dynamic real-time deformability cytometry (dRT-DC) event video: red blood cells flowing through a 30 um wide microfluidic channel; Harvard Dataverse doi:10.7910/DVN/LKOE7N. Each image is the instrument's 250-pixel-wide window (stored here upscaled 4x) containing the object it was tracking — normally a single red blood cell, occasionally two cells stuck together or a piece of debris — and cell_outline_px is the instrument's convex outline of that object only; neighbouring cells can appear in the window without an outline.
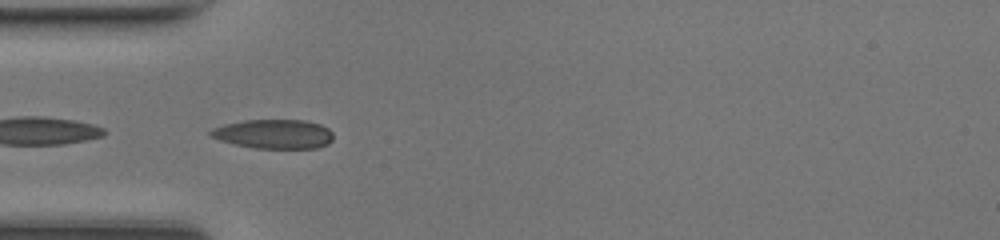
{"species": "common noctule bat (a hibernating species)", "species_latin": "Nyctalus noctula", "temperature_condition": "room temperature", "stored_images_in_passage": 35, "camera_frame_rate_fps": 3000, "um_per_image_px": 0.085, "animal": {"sex": "female", "body_mass_g": 17.0, "forearm_length_mm": 48.0}, "frame": {"image": 1, "passage_image": 2, "time_ms": 0.333, "image_size_px": [1000, 240], "cell_outline_px": [[332, 140], [328, 144], [316, 148], [256, 148], [236, 144], [220, 140], [208, 136], [208, 132], [212, 128], [224, 124], [244, 120], [304, 120], [320, 124], [328, 128], [332, 132]], "centroid_in_image_um": [23.26, 11.38], "position_along_channel_um": 61.7, "area_um2": 20.92}}
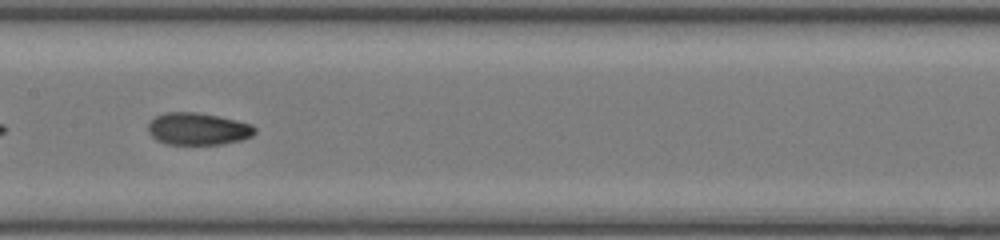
{"frame": {"image": 2, "passage_image": 11, "time_ms": 3.333, "image_size_px": [1000, 240], "cell_outline_px": [[256, 132], [252, 136], [240, 140], [220, 144], [164, 144], [156, 140], [148, 132], [148, 124], [156, 116], [164, 112], [196, 112], [236, 120], [252, 124], [256, 128]], "centroid_in_image_um": [16.81, 10.95], "position_along_channel_um": 190.6, "area_um2": 20.0}}
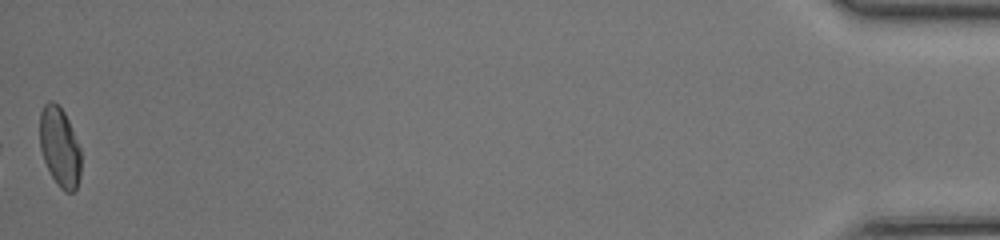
{"frame": {"image": 3, "passage_image": 35, "time_ms": 11.333, "image_size_px": [1000, 240], "cell_outline_px": [[80, 176], [76, 188], [72, 192], [64, 192], [56, 184], [44, 160], [40, 148], [40, 112], [44, 104], [48, 100], [52, 100], [64, 112], [68, 120], [80, 148]], "centroid_in_image_um": [5.06, 12.5], "position_along_channel_um": 430.1, "area_um2": 18.96}, "authors_computed_cell_mechanics": {"area_um2": 19.3052, "velocity_mm_per_s": 4.3154, "shape_relaxation_time_tau1_ms": null, "shape_relaxation_time_tau2_ms": 1.872, "deformation_change_tau1": null, "deformation_change_tau2": 0.0627}}